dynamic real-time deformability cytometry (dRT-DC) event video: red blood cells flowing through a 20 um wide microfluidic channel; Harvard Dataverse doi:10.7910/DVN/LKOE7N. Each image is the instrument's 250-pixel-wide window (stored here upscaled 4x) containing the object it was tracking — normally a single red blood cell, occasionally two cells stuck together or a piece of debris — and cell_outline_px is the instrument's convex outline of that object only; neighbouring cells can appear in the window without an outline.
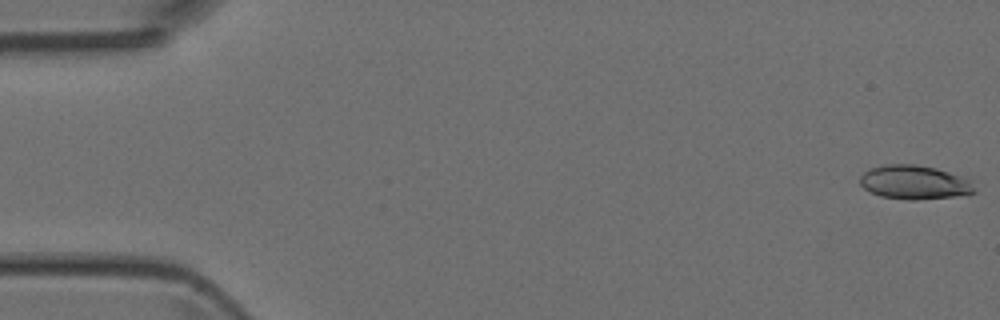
{"species": "Egyptian fruit bat (a non-hibernating species)", "species_latin": "Rousettus aegyptiacus", "temperature_condition": "room temperature", "stored_images_in_passage": 5, "camera_frame_rate_fps": 3000, "um_per_image_px": 0.085, "animal": {"sex": "female"}, "frame": {"image": 1, "passage_image": 1, "time_ms": 0.0, "image_size_px": [1000, 320], "cell_outline_px": [[976, 192], [952, 196], [916, 200], [908, 200], [880, 196], [864, 188], [860, 184], [860, 176], [864, 172], [872, 168], [884, 164], [916, 164], [936, 168], [972, 180]], "centroid_in_image_um": [77.71, 15.49], "position_along_channel_um": 7.3, "area_um2": 22.54}}
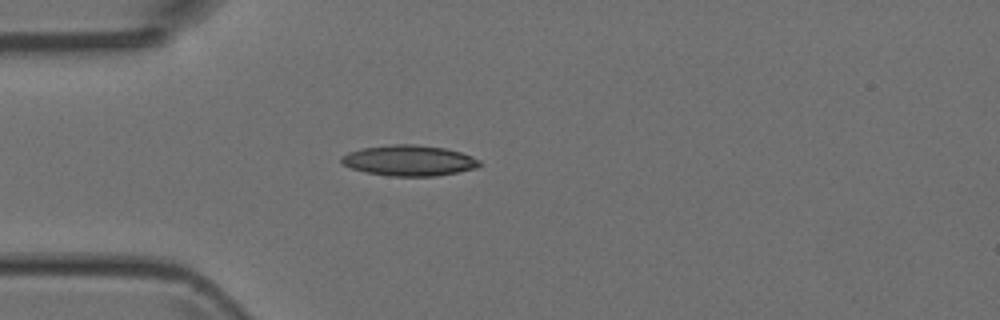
{"frame": {"image": 2, "passage_image": 5, "time_ms": 4.333, "image_size_px": [1000, 320], "cell_outline_px": [[480, 164], [476, 168], [436, 176], [388, 176], [368, 172], [352, 168], [344, 164], [340, 160], [340, 156], [348, 152], [364, 148], [392, 144], [416, 144], [444, 148], [460, 152], [472, 156], [480, 160]], "centroid_in_image_um": [34.77, 13.64], "position_along_channel_um": 50.2, "area_um2": 24.51}}